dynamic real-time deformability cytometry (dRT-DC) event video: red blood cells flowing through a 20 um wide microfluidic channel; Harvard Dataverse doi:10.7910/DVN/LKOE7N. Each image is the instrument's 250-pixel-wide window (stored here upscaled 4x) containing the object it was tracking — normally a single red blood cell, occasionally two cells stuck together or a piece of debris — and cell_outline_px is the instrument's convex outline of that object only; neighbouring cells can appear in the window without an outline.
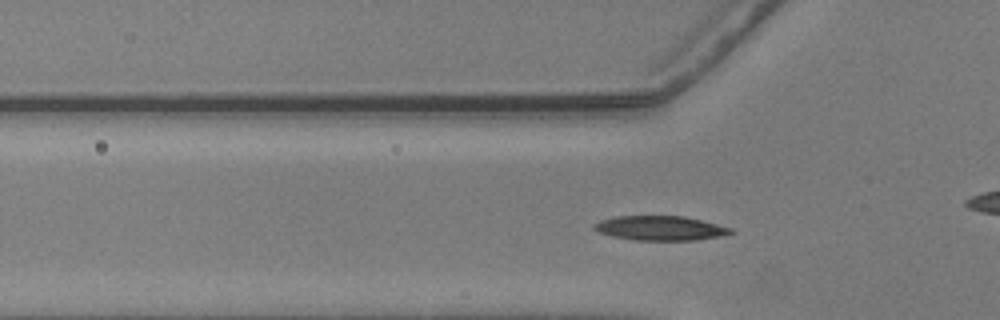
{"species": "common noctule bat (a hibernating species)", "species_latin": "Nyctalus noctula", "temperature_condition": "warm", "stored_images_in_passage": 38, "camera_frame_rate_fps": 3000, "um_per_image_px": 0.085, "animal": {"sex": "male", "body_mass_g": 20.5, "forearm_length_mm": 52.5}, "frame": {"image": 1, "passage_image": 11, "time_ms": 3.333, "image_size_px": [1000, 320], "cell_outline_px": [[732, 232], [724, 236], [696, 240], [632, 240], [612, 236], [600, 232], [592, 228], [592, 224], [600, 220], [616, 216], [684, 216], [732, 228]], "centroid_in_image_um": [56.09, 19.39], "position_along_channel_um": 69.7, "area_um2": 19.48}}
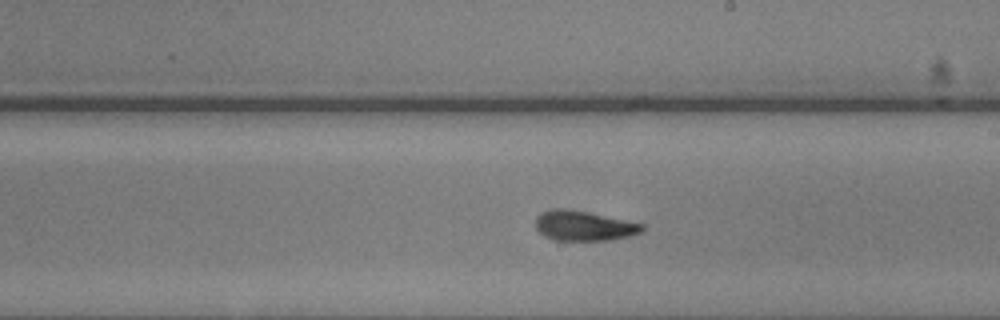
{"frame": {"image": 2, "passage_image": 25, "time_ms": 8.0, "image_size_px": [1000, 320], "cell_outline_px": [[644, 228], [640, 232], [628, 236], [612, 240], [552, 240], [544, 236], [536, 228], [536, 216], [540, 212], [552, 208], [564, 208], [588, 212], [644, 224]], "centroid_in_image_um": [49.58, 19.18], "position_along_channel_um": 239.4, "area_um2": 18.61}}
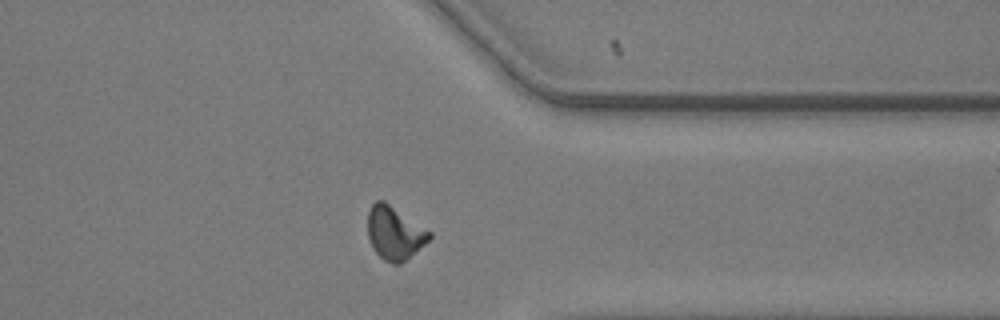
{"frame": {"image": 3, "passage_image": 37, "time_ms": 12.0, "image_size_px": [1000, 320], "cell_outline_px": [[432, 236], [424, 244], [400, 264], [392, 264], [384, 260], [372, 248], [368, 236], [368, 212], [372, 204], [376, 200], [384, 200], [432, 232]], "centroid_in_image_um": [33.52, 19.79], "position_along_channel_um": 377.9, "area_um2": 19.02}, "authors_computed_cell_mechanics": {"area_um2": 18.8428, "velocity_mm_per_s": 3.6136, "shape_relaxation_time_tau1_ms": 6.326, "shape_relaxation_time_tau2_ms": 2.063, "deformation_change_tau1": 0.1635, "deformation_change_tau2": 0.0908}}